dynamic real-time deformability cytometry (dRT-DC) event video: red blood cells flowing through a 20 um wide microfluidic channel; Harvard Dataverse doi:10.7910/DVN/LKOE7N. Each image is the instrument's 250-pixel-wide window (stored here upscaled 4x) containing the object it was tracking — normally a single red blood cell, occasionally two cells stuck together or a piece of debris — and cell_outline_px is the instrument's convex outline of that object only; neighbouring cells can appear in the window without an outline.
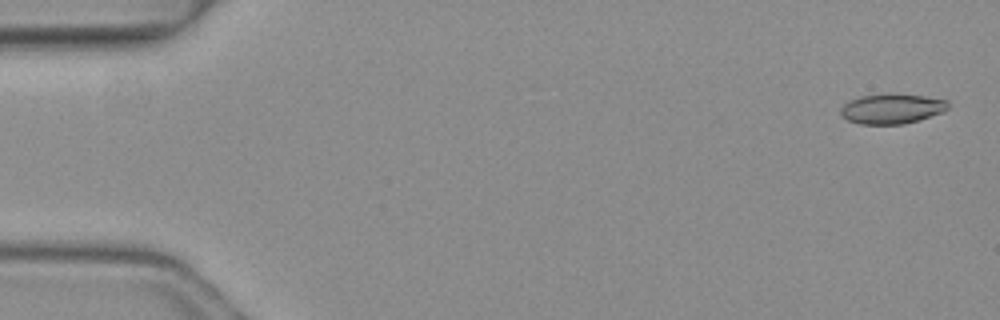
{"species": "common noctule bat (a hibernating species)", "species_latin": "Nyctalus noctula", "temperature_condition": "warm", "stored_images_in_passage": 5, "camera_frame_rate_fps": 3000, "um_per_image_px": 0.085, "animal": {"sex": "female", "body_mass_g": 19.3, "forearm_length_mm": 54.1}, "frame": {"image": 1, "passage_image": 1, "time_ms": 0.0, "image_size_px": [1000, 320], "cell_outline_px": [[948, 108], [944, 112], [904, 124], [860, 124], [848, 120], [840, 116], [840, 108], [848, 100], [860, 96], [892, 92], [924, 96], [948, 100]], "centroid_in_image_um": [75.78, 9.22], "position_along_channel_um": 9.2, "area_um2": 19.13}}
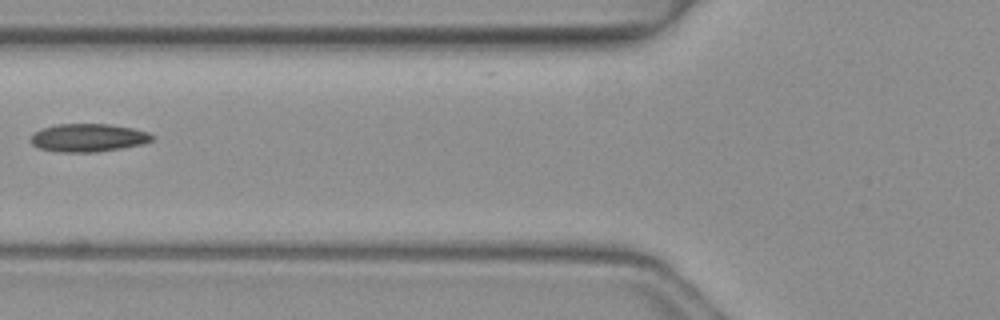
{"frame": {"image": 2, "passage_image": 5, "time_ms": 1.333, "image_size_px": [1000, 320], "cell_outline_px": [[156, 136], [152, 140], [140, 144], [120, 148], [96, 152], [56, 152], [40, 148], [32, 144], [32, 132], [40, 128], [56, 124], [108, 124], [132, 128], [148, 132]], "centroid_in_image_um": [7.47, 11.7], "position_along_channel_um": 118.3, "area_um2": 19.83}}